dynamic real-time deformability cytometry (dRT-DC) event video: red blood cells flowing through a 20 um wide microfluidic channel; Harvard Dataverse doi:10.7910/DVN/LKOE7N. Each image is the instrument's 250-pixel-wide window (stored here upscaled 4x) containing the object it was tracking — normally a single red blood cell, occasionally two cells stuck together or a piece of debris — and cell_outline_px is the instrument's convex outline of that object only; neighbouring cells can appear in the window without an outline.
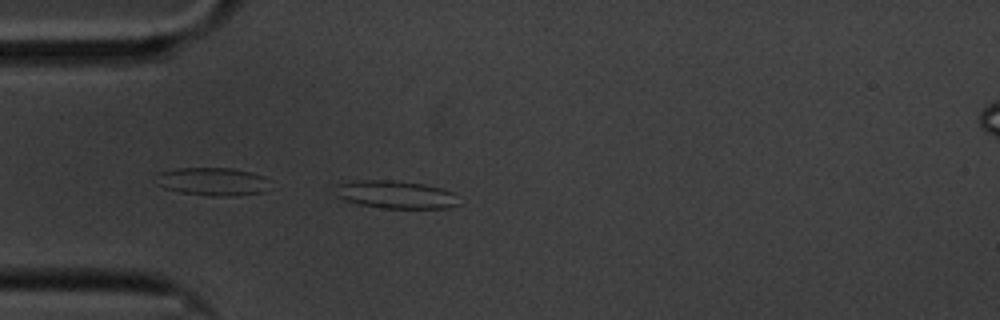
{"species": "common noctule bat (a hibernating species)", "species_latin": "Nyctalus noctula", "temperature_condition": "cold", "stored_images_in_passage": 44, "camera_frame_rate_fps": 3000, "um_per_image_px": 0.085, "animal": {"sex": "male", "body_mass_g": 20.1, "forearm_length_mm": 53.5}, "frame": {"image": 1, "passage_image": 1, "time_ms": 0.0, "image_size_px": [1000, 320], "cell_outline_px": [[460, 204], [452, 208], [380, 208], [360, 204], [344, 200], [336, 196], [332, 184], [360, 180], [392, 180], [424, 184], [440, 188], [452, 192]], "centroid_in_image_um": [33.57, 16.54], "position_along_channel_um": 51.4, "area_um2": 20.23}}
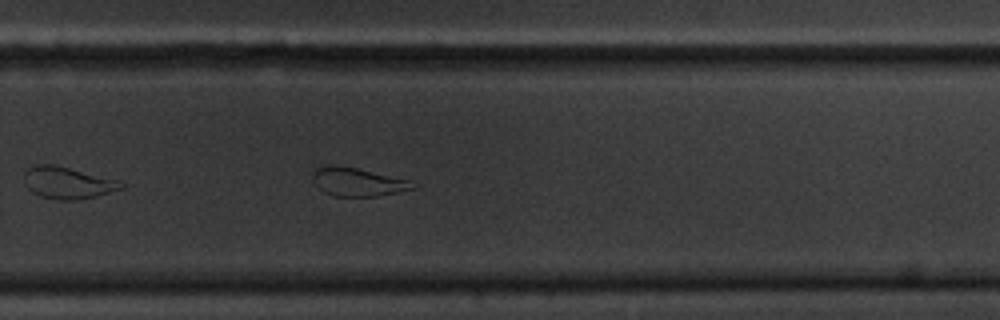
{"frame": {"image": 2, "passage_image": 24, "time_ms": 7.667, "image_size_px": [1000, 320], "cell_outline_px": [[416, 188], [376, 196], [332, 196], [324, 192], [312, 180], [312, 176], [316, 168], [328, 164], [332, 164], [356, 168], [408, 180]], "centroid_in_image_um": [30.32, 15.46], "position_along_channel_um": 299.5, "area_um2": 16.24}}
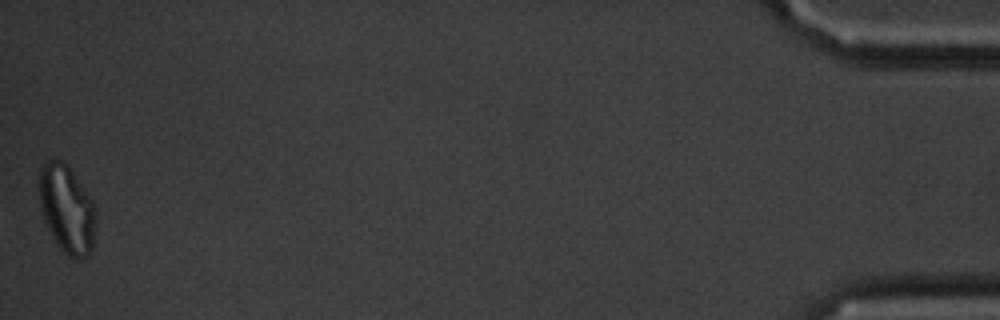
{"frame": {"image": 3, "passage_image": 44, "time_ms": 14.333, "image_size_px": [1000, 320], "cell_outline_px": [[96, 228], [92, 248], [84, 256], [76, 260], [68, 256], [60, 248], [52, 236], [44, 220], [40, 208], [40, 168], [48, 160], [60, 160], [68, 164], [92, 200], [96, 216]], "centroid_in_image_um": [5.69, 17.77], "position_along_channel_um": 429.5, "area_um2": 28.9}, "authors_computed_cell_mechanics": {"area_um2": 18.1203, "velocity_mm_per_s": 3.358, "shape_relaxation_time_tau1_ms": null, "shape_relaxation_time_tau2_ms": 5.1563, "deformation_change_tau1": null, "deformation_change_tau2": 0.1314}}